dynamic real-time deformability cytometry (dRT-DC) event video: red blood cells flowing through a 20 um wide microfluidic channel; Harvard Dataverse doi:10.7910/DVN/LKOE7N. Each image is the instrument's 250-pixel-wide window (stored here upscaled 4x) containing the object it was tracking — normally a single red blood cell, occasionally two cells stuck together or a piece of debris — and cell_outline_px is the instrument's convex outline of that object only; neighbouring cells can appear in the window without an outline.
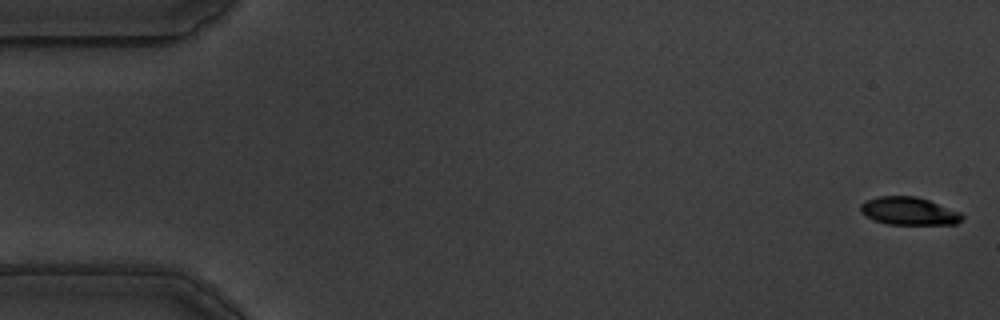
{"species": "common noctule bat (a hibernating species)", "species_latin": "Nyctalus noctula", "temperature_condition": "warm", "stored_images_in_passage": 57, "camera_frame_rate_fps": 3000, "um_per_image_px": 0.085, "animal": {"sex": "male", "body_mass_g": 19.5, "forearm_length_mm": 54.6}, "frame": {"image": 1, "passage_image": 1, "time_ms": 0.0, "image_size_px": [1000, 320], "cell_outline_px": [[964, 216], [956, 224], [888, 224], [876, 220], [860, 212], [860, 204], [868, 200], [880, 196], [916, 196], [928, 200], [960, 212]], "centroid_in_image_um": [77.26, 17.94], "position_along_channel_um": 7.7, "area_um2": 16.18}}
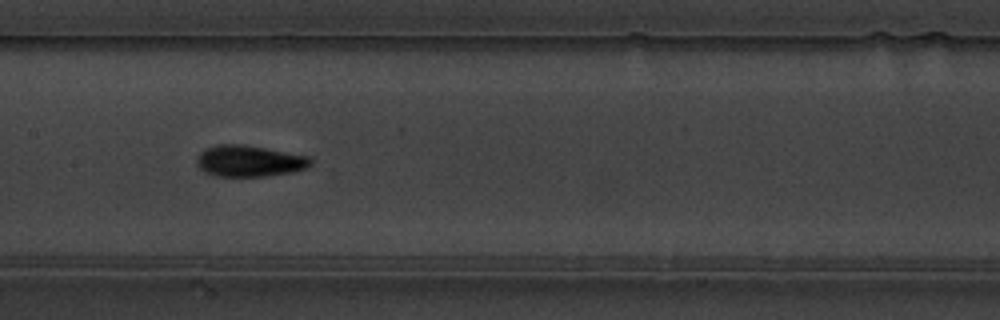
{"frame": {"image": 2, "passage_image": 28, "time_ms": 9.0, "image_size_px": [1000, 320], "cell_outline_px": [[312, 164], [308, 168], [292, 172], [264, 176], [216, 176], [204, 172], [196, 164], [196, 156], [204, 148], [216, 144], [244, 144], [308, 156], [312, 160]], "centroid_in_image_um": [21.16, 13.68], "position_along_channel_um": 186.2, "area_um2": 20.98}}
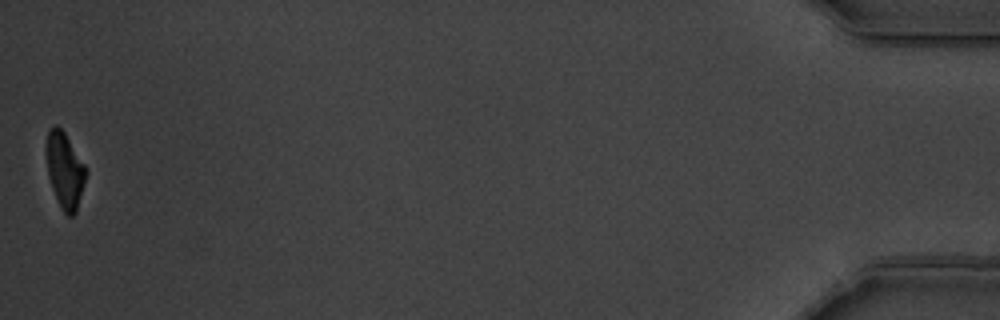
{"frame": {"image": 3, "passage_image": 57, "time_ms": 18.667, "image_size_px": [1000, 320], "cell_outline_px": [[88, 172], [76, 212], [72, 216], [68, 216], [64, 212], [52, 188], [48, 176], [44, 152], [44, 144], [48, 128], [56, 124], [64, 132], [84, 164]], "centroid_in_image_um": [5.47, 14.41], "position_along_channel_um": 429.7, "area_um2": 17.74}, "authors_computed_cell_mechanics": {"area_um2": 18.785, "velocity_mm_per_s": 3.5211, "shape_relaxation_time_tau1_ms": 3.2876, "shape_relaxation_time_tau2_ms": 1.5561, "deformation_change_tau1": 0.1551, "deformation_change_tau2": 0.0733}}